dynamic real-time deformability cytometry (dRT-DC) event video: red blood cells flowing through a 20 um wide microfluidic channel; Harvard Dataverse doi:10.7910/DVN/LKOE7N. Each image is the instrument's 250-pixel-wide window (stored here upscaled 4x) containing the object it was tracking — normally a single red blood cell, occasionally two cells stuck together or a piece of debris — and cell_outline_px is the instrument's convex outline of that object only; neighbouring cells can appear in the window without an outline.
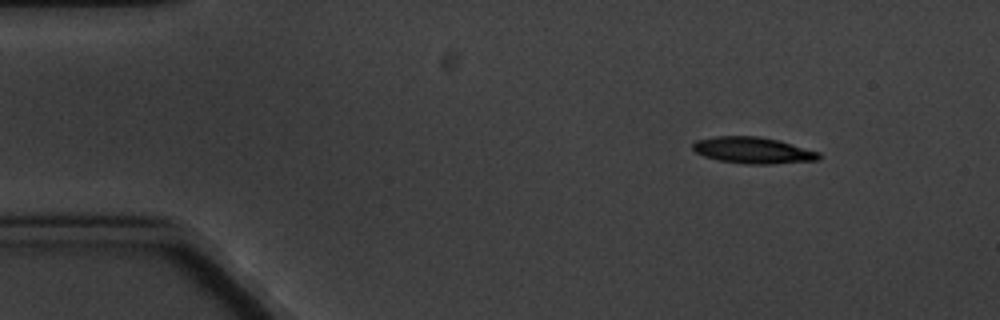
{"species": "common noctule bat (a hibernating species)", "species_latin": "Nyctalus noctula", "temperature_condition": "cold", "stored_images_in_passage": 4, "camera_frame_rate_fps": 3000, "um_per_image_px": 0.085, "animal": {"sex": "male", "body_mass_g": 20.1, "forearm_length_mm": 53.5}, "frame": {"image": 1, "passage_image": 1, "time_ms": 0.0, "image_size_px": [1000, 320], "cell_outline_px": [[824, 156], [820, 160], [772, 164], [744, 164], [720, 160], [704, 156], [696, 152], [692, 148], [692, 144], [696, 140], [716, 136], [756, 136], [780, 140], [820, 152]], "centroid_in_image_um": [64.06, 12.78], "position_along_channel_um": 20.9, "area_um2": 19.59}}